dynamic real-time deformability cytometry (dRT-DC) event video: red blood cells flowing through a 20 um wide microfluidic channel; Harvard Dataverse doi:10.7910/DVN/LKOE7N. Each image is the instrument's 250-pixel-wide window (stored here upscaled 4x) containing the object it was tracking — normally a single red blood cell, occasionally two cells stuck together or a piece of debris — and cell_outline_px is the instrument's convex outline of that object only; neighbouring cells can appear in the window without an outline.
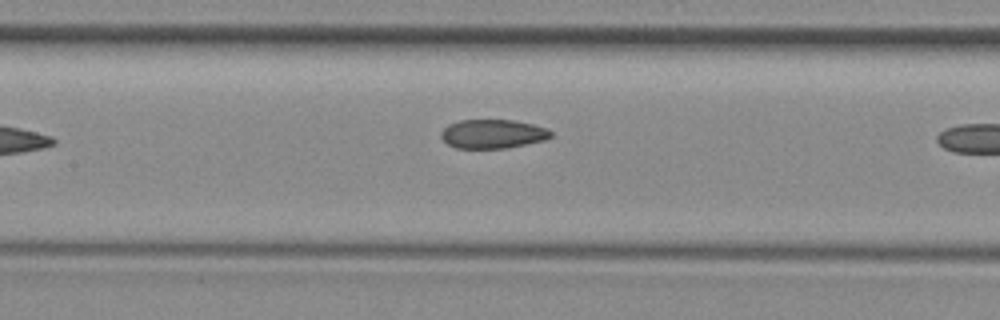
{"species": "common noctule bat (a hibernating species)", "species_latin": "Nyctalus noctula", "temperature_condition": "room temperature", "stored_images_in_passage": 8, "camera_frame_rate_fps": 3000, "um_per_image_px": 0.085, "animal": {"sex": "female", "body_mass_g": 29.2, "forearm_length_mm": 56.3}, "frame": {"image": 1, "passage_image": 7, "time_ms": 7.0, "image_size_px": [1000, 320], "cell_outline_px": [[552, 136], [544, 140], [504, 148], [456, 148], [448, 144], [440, 136], [440, 132], [448, 124], [460, 120], [512, 120], [532, 124], [544, 128], [552, 132]], "centroid_in_image_um": [41.84, 11.38], "position_along_channel_um": 165.6, "area_um2": 18.32}}